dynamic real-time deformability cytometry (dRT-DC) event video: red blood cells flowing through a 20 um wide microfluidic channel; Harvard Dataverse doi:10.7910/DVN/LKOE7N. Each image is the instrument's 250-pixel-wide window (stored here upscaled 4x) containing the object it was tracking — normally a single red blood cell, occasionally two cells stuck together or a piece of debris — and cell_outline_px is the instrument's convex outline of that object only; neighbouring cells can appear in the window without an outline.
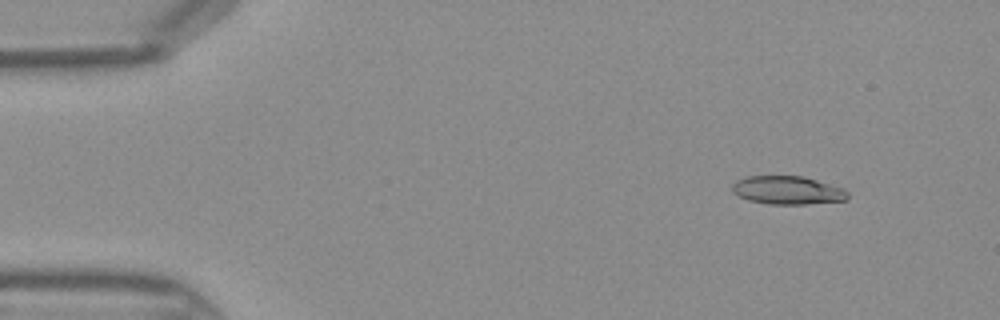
{"species": "Egyptian fruit bat (a non-hibernating species)", "species_latin": "Rousettus aegyptiacus", "temperature_condition": "warm", "stored_images_in_passage": 45, "camera_frame_rate_fps": 3000, "um_per_image_px": 0.085, "frame": {"image": 1, "passage_image": 5, "time_ms": 1.333, "image_size_px": [1000, 320], "cell_outline_px": [[848, 200], [804, 204], [768, 204], [748, 200], [732, 192], [732, 184], [736, 180], [744, 176], [804, 176], [844, 188], [848, 192]], "centroid_in_image_um": [66.94, 16.16], "position_along_channel_um": 18.1, "area_um2": 19.19}}
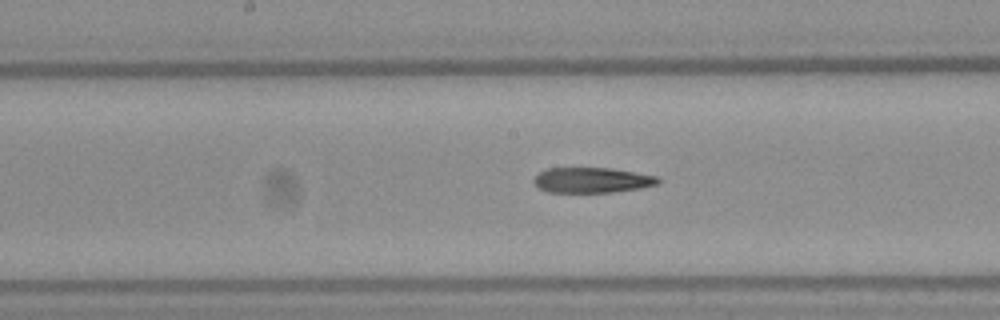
{"frame": {"image": 2, "passage_image": 23, "time_ms": 7.333, "image_size_px": [1000, 320], "cell_outline_px": [[660, 180], [656, 184], [640, 188], [612, 192], [548, 192], [540, 188], [532, 180], [540, 172], [548, 168], [612, 168], [660, 176]], "centroid_in_image_um": [50.35, 15.3], "position_along_channel_um": 197.9, "area_um2": 18.26}}
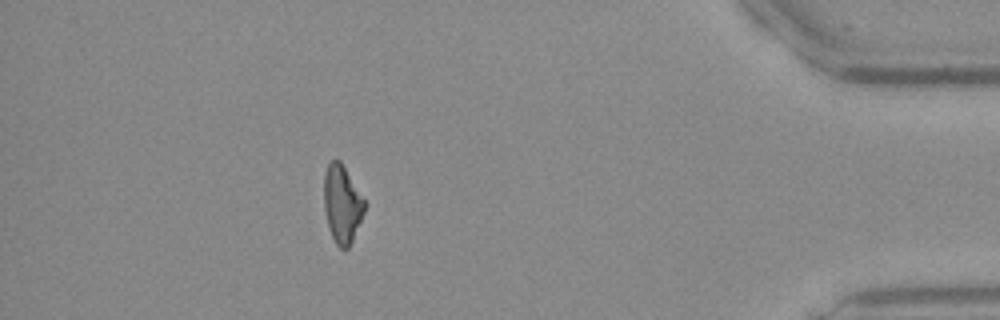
{"frame": {"image": 3, "passage_image": 40, "time_ms": 13.0, "image_size_px": [1000, 320], "cell_outline_px": [[368, 204], [352, 240], [348, 248], [340, 248], [336, 244], [328, 228], [324, 208], [324, 172], [328, 164], [332, 160], [340, 160]], "centroid_in_image_um": [29.09, 17.33], "position_along_channel_um": 406.1, "area_um2": 18.5}}